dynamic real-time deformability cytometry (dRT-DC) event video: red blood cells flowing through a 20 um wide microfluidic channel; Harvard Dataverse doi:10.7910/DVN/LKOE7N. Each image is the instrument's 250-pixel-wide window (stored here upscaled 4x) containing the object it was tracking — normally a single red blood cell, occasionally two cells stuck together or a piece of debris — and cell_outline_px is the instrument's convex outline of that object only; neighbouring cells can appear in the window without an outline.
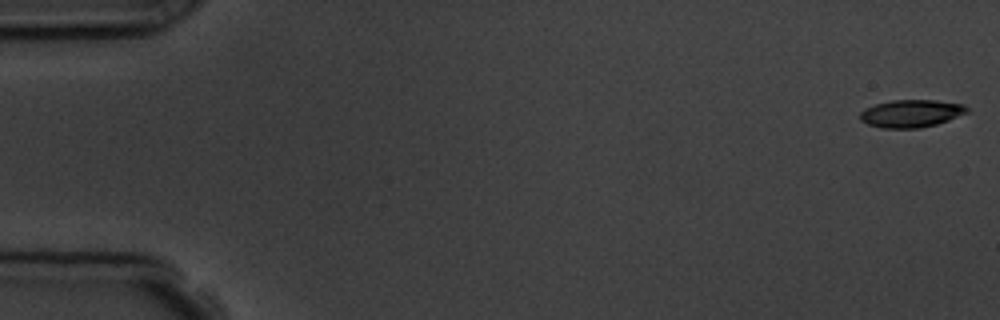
{"species": "common noctule bat (a hibernating species)", "species_latin": "Nyctalus noctula", "temperature_condition": "room temperature", "stored_images_in_passage": 7, "camera_frame_rate_fps": 3000, "um_per_image_px": 0.085, "animal": {"sex": "male", "body_mass_g": 19.5, "forearm_length_mm": 54.6}, "frame": {"image": 1, "passage_image": 1, "time_ms": 0.0, "image_size_px": [1000, 320], "cell_outline_px": [[968, 112], [948, 120], [936, 124], [920, 128], [880, 128], [868, 124], [860, 120], [860, 112], [864, 108], [876, 104], [892, 100], [936, 100], [964, 104], [968, 108]], "centroid_in_image_um": [77.43, 9.64], "position_along_channel_um": 7.6, "area_um2": 17.22}}
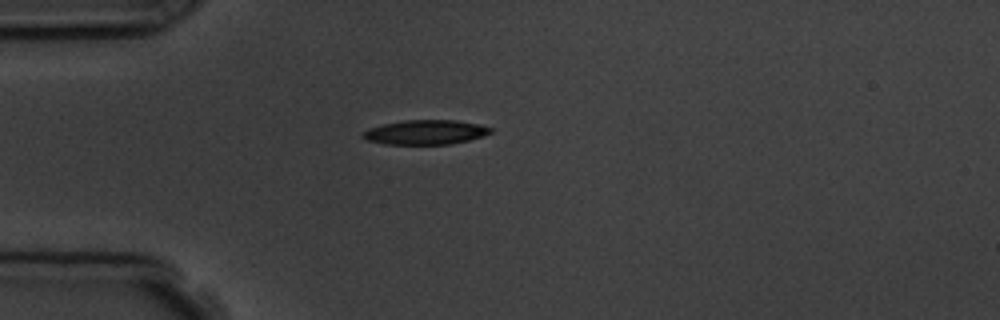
{"frame": {"image": 2, "passage_image": 5, "time_ms": 4.667, "image_size_px": [1000, 320], "cell_outline_px": [[492, 132], [468, 140], [448, 144], [384, 144], [368, 140], [360, 136], [360, 132], [368, 128], [384, 124], [404, 120], [456, 120], [480, 124], [492, 128]], "centroid_in_image_um": [36.12, 11.23], "position_along_channel_um": 48.9, "area_um2": 18.21}}